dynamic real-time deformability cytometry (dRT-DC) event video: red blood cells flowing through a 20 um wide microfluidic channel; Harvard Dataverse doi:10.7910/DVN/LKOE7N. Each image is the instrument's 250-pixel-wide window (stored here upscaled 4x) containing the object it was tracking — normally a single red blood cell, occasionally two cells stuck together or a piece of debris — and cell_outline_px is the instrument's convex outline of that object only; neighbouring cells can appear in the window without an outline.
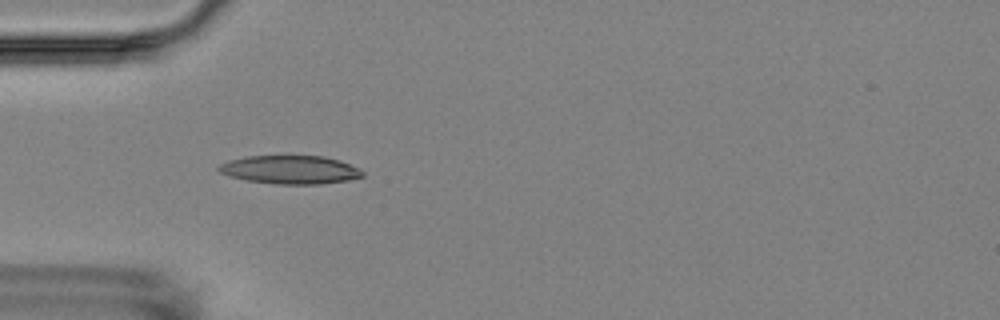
{"species": "Egyptian fruit bat (a non-hibernating species)", "species_latin": "Rousettus aegyptiacus", "temperature_condition": "room temperature", "stored_images_in_passage": 5, "camera_frame_rate_fps": 3000, "um_per_image_px": 0.085, "animal": {"sex": "female"}, "frame": {"image": 1, "passage_image": 4, "time_ms": 3.333, "image_size_px": [1000, 320], "cell_outline_px": [[364, 176], [348, 180], [320, 184], [276, 184], [248, 180], [232, 176], [220, 172], [216, 168], [220, 164], [228, 160], [248, 156], [288, 152], [324, 156], [340, 160], [360, 168], [364, 172]], "centroid_in_image_um": [24.69, 14.36], "position_along_channel_um": 60.3, "area_um2": 24.85}}
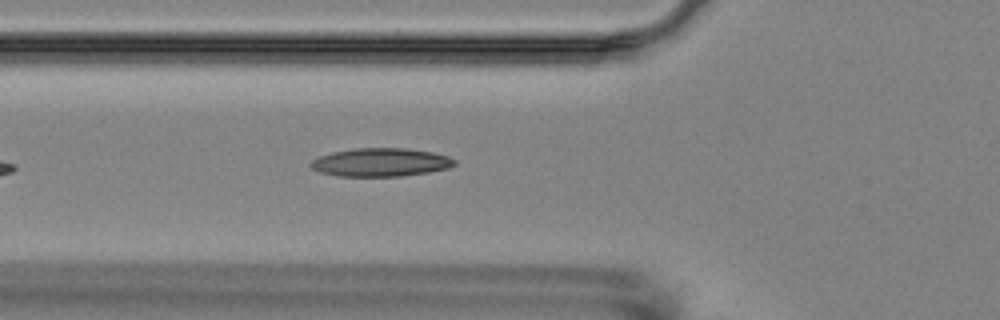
{"frame": {"image": 2, "passage_image": 5, "time_ms": 4.333, "image_size_px": [1000, 320], "cell_outline_px": [[456, 164], [448, 168], [428, 172], [400, 176], [336, 176], [320, 172], [312, 168], [308, 164], [312, 160], [320, 156], [332, 152], [352, 148], [408, 148], [432, 152], [448, 156], [456, 160]], "centroid_in_image_um": [32.35, 13.79], "position_along_channel_um": 93.5, "area_um2": 23.81}}